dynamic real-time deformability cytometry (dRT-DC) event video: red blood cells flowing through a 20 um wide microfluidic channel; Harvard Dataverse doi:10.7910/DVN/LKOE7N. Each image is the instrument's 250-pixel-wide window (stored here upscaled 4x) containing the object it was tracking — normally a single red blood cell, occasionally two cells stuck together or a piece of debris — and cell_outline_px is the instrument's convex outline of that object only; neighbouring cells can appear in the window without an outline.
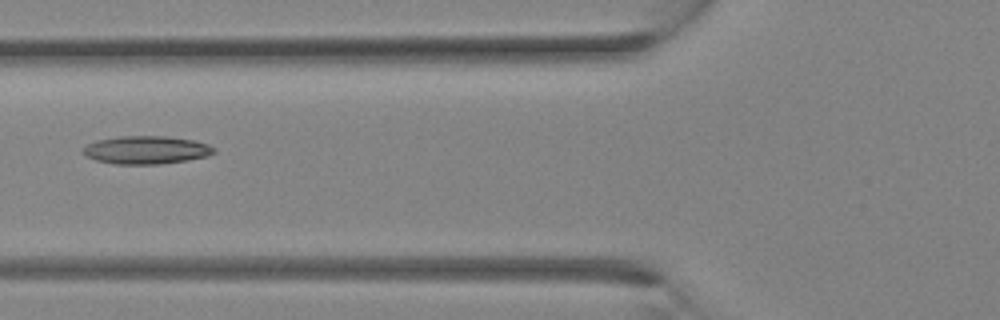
{"species": "Egyptian fruit bat (a non-hibernating species)", "species_latin": "Rousettus aegyptiacus", "temperature_condition": "room temperature", "stored_images_in_passage": 24, "camera_frame_rate_fps": 3000, "um_per_image_px": 0.085, "animal": {"sex": "female"}, "frame": {"image": 1, "passage_image": 5, "time_ms": 1.333, "image_size_px": [1000, 320], "cell_outline_px": [[216, 152], [208, 156], [188, 160], [160, 164], [112, 164], [96, 160], [84, 156], [80, 152], [80, 148], [96, 140], [120, 136], [164, 136], [192, 140], [208, 144], [216, 148]], "centroid_in_image_um": [12.39, 12.75], "position_along_channel_um": 113.4, "area_um2": 21.68}}
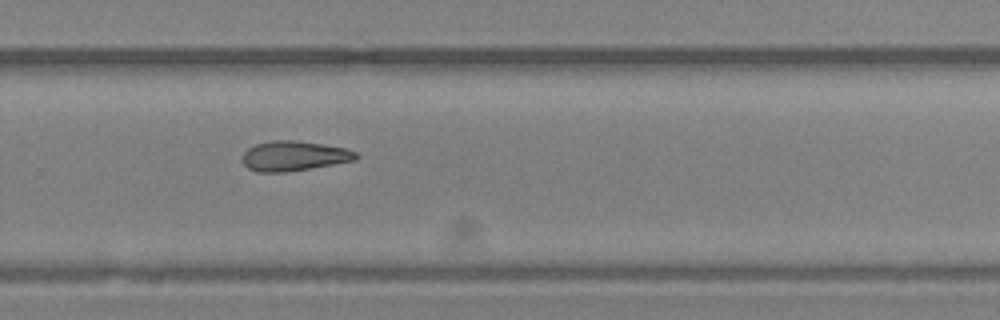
{"frame": {"image": 2, "passage_image": 14, "time_ms": 4.333, "image_size_px": [1000, 320], "cell_outline_px": [[360, 156], [356, 160], [312, 168], [284, 172], [260, 172], [248, 168], [240, 160], [240, 156], [248, 148], [256, 144], [272, 140], [296, 140], [348, 148], [356, 152]], "centroid_in_image_um": [24.99, 13.25], "position_along_channel_um": 304.8, "area_um2": 20.0}}
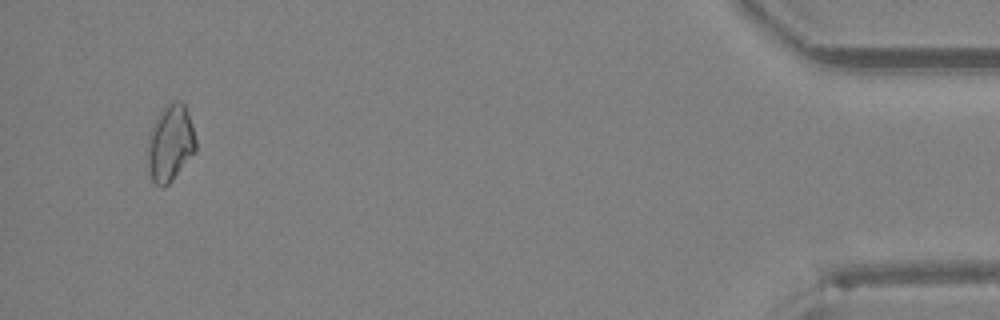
{"frame": {"image": 3, "passage_image": 23, "time_ms": 7.333, "image_size_px": [1000, 320], "cell_outline_px": [[196, 152], [172, 180], [164, 188], [160, 188], [152, 180], [148, 172], [148, 136], [156, 116], [164, 104], [172, 100], [180, 100], [184, 104], [188, 112], [196, 140]], "centroid_in_image_um": [14.47, 12.15], "position_along_channel_um": 420.7, "area_um2": 21.91}}